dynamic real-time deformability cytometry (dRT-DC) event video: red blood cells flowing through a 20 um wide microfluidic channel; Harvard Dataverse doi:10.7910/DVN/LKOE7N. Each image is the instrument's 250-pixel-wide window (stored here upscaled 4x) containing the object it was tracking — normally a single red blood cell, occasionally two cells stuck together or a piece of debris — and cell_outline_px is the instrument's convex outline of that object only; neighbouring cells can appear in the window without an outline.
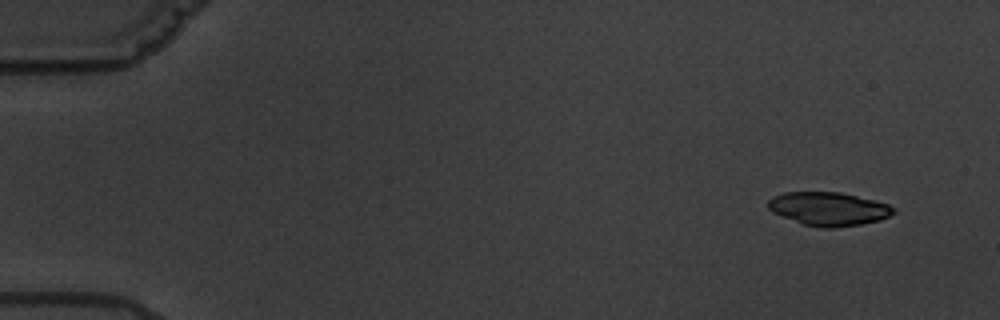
{"species": "common noctule bat (a hibernating species)", "species_latin": "Nyctalus noctula", "temperature_condition": "warm", "stored_images_in_passage": 3, "camera_frame_rate_fps": 3000, "um_per_image_px": 0.085, "animal": {"sex": "male", "body_mass_g": 19.5, "forearm_length_mm": 54.6}, "frame": {"image": 1, "passage_image": 1, "time_ms": 0.0, "image_size_px": [1000, 320], "cell_outline_px": [[896, 212], [880, 220], [860, 224], [832, 228], [824, 228], [804, 224], [772, 212], [768, 208], [768, 200], [772, 196], [784, 192], [840, 192], [888, 204], [896, 208]], "centroid_in_image_um": [70.43, 17.74], "position_along_channel_um": 14.6, "area_um2": 24.28}}